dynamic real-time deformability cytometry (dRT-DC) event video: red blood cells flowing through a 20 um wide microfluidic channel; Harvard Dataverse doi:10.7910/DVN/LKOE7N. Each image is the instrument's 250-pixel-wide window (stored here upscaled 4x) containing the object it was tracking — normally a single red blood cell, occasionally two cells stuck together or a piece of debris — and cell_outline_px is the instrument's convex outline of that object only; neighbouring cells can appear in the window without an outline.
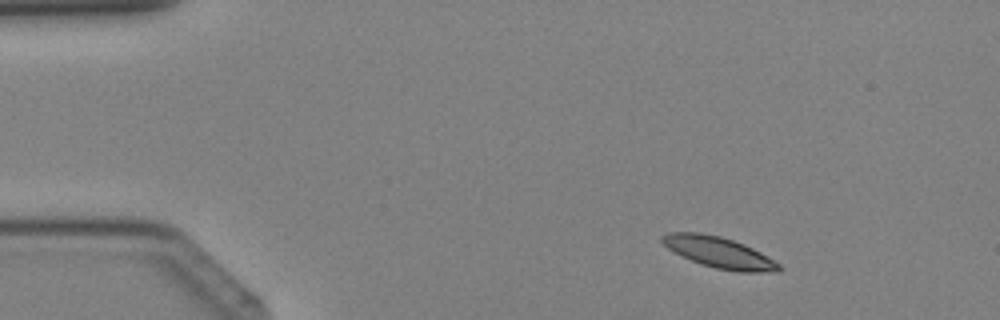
{"species": "Egyptian fruit bat (a non-hibernating species)", "species_latin": "Rousettus aegyptiacus", "temperature_condition": "cold", "stored_images_in_passage": 39, "camera_frame_rate_fps": 3000, "um_per_image_px": 0.085, "animal": {"sex": "female"}, "frame": {"image": 1, "passage_image": 4, "time_ms": 1.0, "image_size_px": [1000, 320], "cell_outline_px": [[784, 268], [780, 272], [736, 272], [716, 268], [700, 264], [668, 248], [660, 240], [660, 236], [668, 232], [700, 232], [720, 236], [744, 244], [760, 252], [780, 264]], "centroid_in_image_um": [61.15, 21.46], "position_along_channel_um": 23.9, "area_um2": 21.1}}
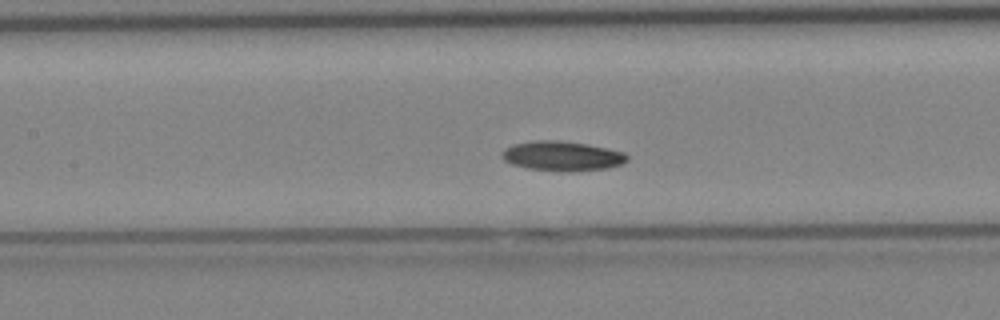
{"frame": {"image": 2, "passage_image": 17, "time_ms": 5.333, "image_size_px": [1000, 320], "cell_outline_px": [[628, 160], [620, 164], [608, 168], [568, 172], [528, 168], [512, 164], [504, 160], [500, 156], [500, 152], [504, 148], [512, 144], [536, 140], [556, 140], [588, 144], [608, 148], [624, 152], [628, 156]], "centroid_in_image_um": [47.76, 13.25], "position_along_channel_um": 159.6, "area_um2": 21.79}}
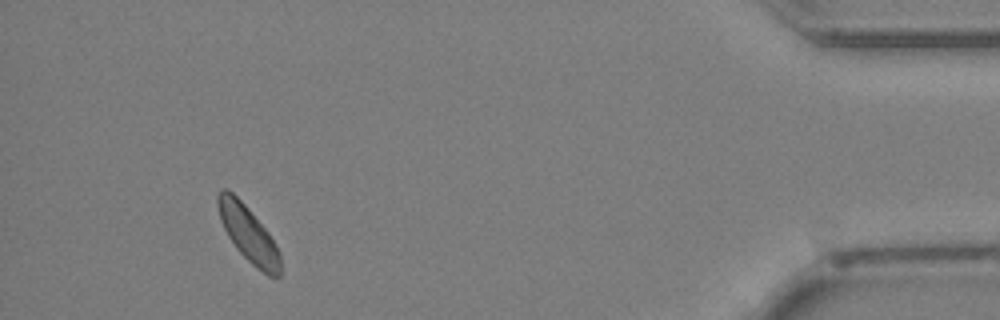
{"frame": {"image": 3, "passage_image": 36, "time_ms": 11.667, "image_size_px": [1000, 320], "cell_outline_px": [[280, 276], [268, 276], [256, 268], [236, 248], [228, 236], [220, 220], [216, 204], [216, 196], [224, 188], [232, 192], [244, 204], [268, 232], [276, 244], [280, 256]], "centroid_in_image_um": [21.09, 19.88], "position_along_channel_um": 414.1, "area_um2": 20.06}}